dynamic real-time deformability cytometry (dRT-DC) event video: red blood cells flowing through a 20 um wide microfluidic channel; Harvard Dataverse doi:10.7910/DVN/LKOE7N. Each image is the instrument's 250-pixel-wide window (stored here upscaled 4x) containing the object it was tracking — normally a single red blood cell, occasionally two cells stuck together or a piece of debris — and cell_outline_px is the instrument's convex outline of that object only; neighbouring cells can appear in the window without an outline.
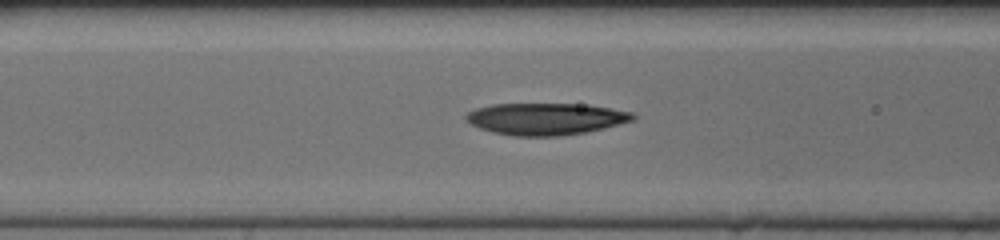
{"species": "human", "species_latin": "Homo sapiens", "temperature_condition": "cold", "stored_images_in_passage": 43, "camera_frame_rate_fps": 3000, "um_per_image_px": 0.085, "donor": {"sex": "female"}, "frame": {"image": 1, "passage_image": 11, "time_ms": 3.333, "image_size_px": [1000, 240], "cell_outline_px": [[636, 116], [632, 120], [604, 128], [584, 132], [560, 136], [512, 136], [492, 132], [480, 128], [472, 124], [464, 116], [468, 112], [476, 108], [492, 104], [588, 104], [632, 112]], "centroid_in_image_um": [46.38, 10.1], "position_along_channel_um": 120.2, "area_um2": 30.87}}
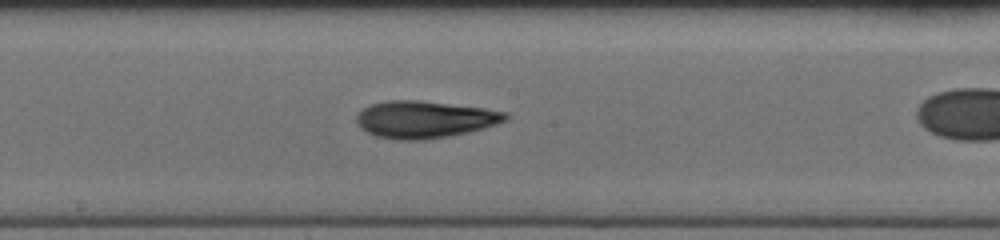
{"frame": {"image": 2, "passage_image": 18, "time_ms": 5.667, "image_size_px": [1000, 240], "cell_outline_px": [[508, 116], [504, 120], [496, 124], [484, 128], [468, 132], [448, 136], [424, 140], [396, 140], [376, 136], [360, 128], [356, 120], [356, 116], [368, 104], [388, 100], [420, 100], [484, 108], [508, 112]], "centroid_in_image_um": [36.07, 10.15], "position_along_channel_um": 212.1, "area_um2": 32.25}}
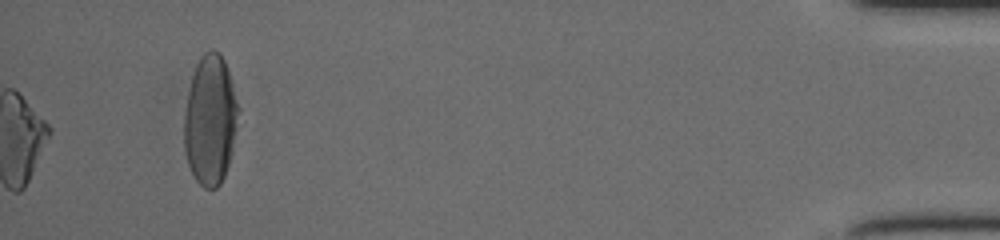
{"frame": {"image": 3, "passage_image": 43, "time_ms": 14.0, "image_size_px": [1000, 240], "cell_outline_px": [[240, 108], [236, 128], [228, 164], [224, 176], [220, 184], [216, 188], [204, 188], [196, 180], [188, 164], [184, 148], [184, 116], [188, 92], [192, 76], [196, 64], [204, 52], [212, 48], [220, 52], [224, 60]], "centroid_in_image_um": [17.86, 10.18], "position_along_channel_um": 417.3, "area_um2": 40.81}}